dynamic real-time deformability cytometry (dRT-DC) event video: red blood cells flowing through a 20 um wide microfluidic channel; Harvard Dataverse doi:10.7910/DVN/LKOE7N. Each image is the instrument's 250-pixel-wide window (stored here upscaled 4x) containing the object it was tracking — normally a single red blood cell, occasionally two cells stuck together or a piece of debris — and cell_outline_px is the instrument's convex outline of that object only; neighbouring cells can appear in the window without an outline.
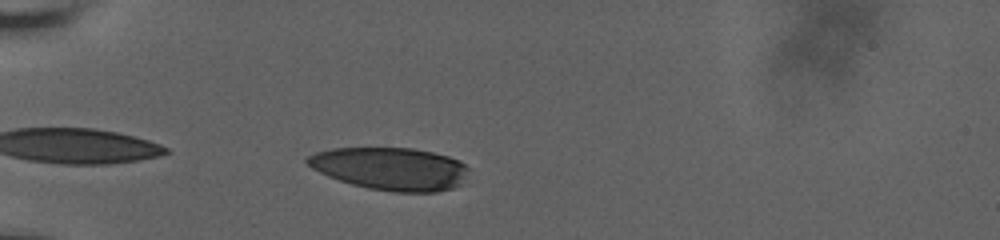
{"species": "human", "species_latin": "Homo sapiens", "temperature_condition": "room temperature", "stored_images_in_passage": 36, "camera_frame_rate_fps": 3000, "um_per_image_px": 0.085, "donor": {"sex": "male"}, "frame": {"image": 1, "passage_image": 3, "time_ms": 0.667, "image_size_px": [1000, 240], "cell_outline_px": [[468, 168], [460, 184], [452, 188], [436, 192], [396, 192], [368, 188], [352, 184], [328, 176], [312, 168], [304, 160], [308, 156], [316, 152], [332, 148], [412, 148], [432, 152], [448, 156], [460, 160]], "centroid_in_image_um": [33.18, 14.33], "position_along_channel_um": 51.8, "area_um2": 39.88}}
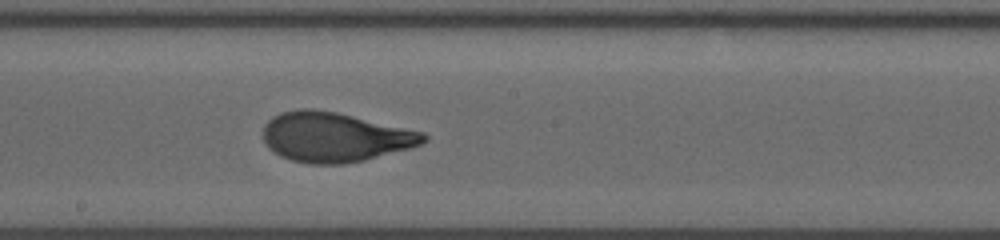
{"frame": {"image": 2, "passage_image": 19, "time_ms": 6.0, "image_size_px": [1000, 240], "cell_outline_px": [[428, 140], [420, 144], [408, 148], [364, 160], [344, 164], [308, 164], [292, 160], [280, 156], [268, 148], [264, 140], [264, 124], [272, 116], [280, 112], [300, 108], [312, 108], [336, 112], [424, 132], [428, 136]], "centroid_in_image_um": [28.42, 11.64], "position_along_channel_um": 219.8, "area_um2": 46.36}}
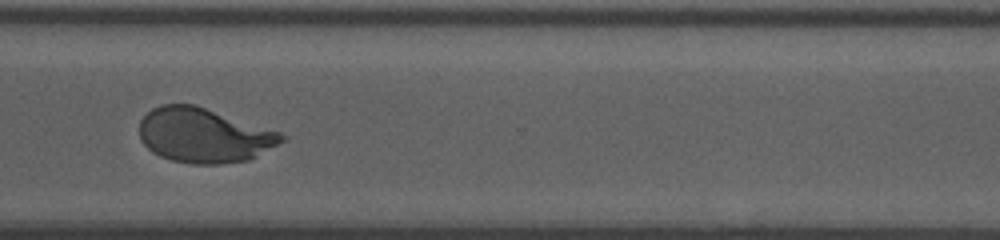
{"frame": {"image": 3, "passage_image": 30, "time_ms": 9.667, "image_size_px": [1000, 240], "cell_outline_px": [[288, 136], [284, 140], [256, 156], [248, 160], [220, 164], [192, 164], [172, 160], [160, 156], [152, 152], [140, 140], [140, 120], [152, 108], [160, 104], [196, 104], [280, 132]], "centroid_in_image_um": [17.31, 11.49], "position_along_channel_um": 353.3, "area_um2": 45.26}, "authors_computed_cell_mechanics": {"area_um2": 45.4597, "velocity_mm_per_s": 3.6473, "shape_relaxation_time_tau1_ms": 3.9515, "shape_relaxation_time_tau2_ms": null, "deformation_change_tau1": 0.236, "deformation_change_tau2": null}}